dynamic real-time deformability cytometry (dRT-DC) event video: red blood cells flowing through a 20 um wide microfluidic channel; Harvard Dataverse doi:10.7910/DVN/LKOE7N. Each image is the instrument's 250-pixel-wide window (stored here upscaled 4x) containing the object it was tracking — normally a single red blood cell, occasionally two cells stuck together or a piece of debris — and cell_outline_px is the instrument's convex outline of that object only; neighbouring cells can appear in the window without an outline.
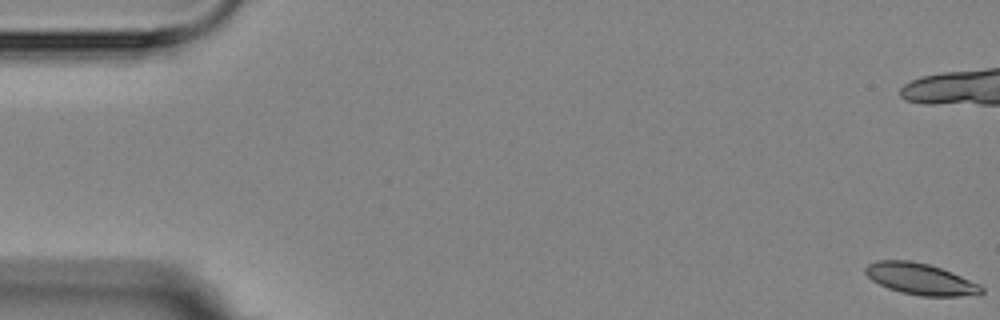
{"species": "Egyptian fruit bat (a non-hibernating species)", "species_latin": "Rousettus aegyptiacus", "temperature_condition": "room temperature", "stored_images_in_passage": 5, "camera_frame_rate_fps": 3000, "um_per_image_px": 0.085, "animal": {"sex": "female"}, "frame": {"image": 1, "passage_image": 1, "time_ms": 0.0, "image_size_px": [1000, 320], "cell_outline_px": [[984, 292], [980, 296], [920, 296], [900, 292], [888, 288], [872, 280], [864, 272], [864, 268], [868, 264], [876, 260], [912, 260], [928, 264], [952, 272], [980, 284], [984, 288]], "centroid_in_image_um": [78.28, 23.72], "position_along_channel_um": 6.7, "area_um2": 21.5}}